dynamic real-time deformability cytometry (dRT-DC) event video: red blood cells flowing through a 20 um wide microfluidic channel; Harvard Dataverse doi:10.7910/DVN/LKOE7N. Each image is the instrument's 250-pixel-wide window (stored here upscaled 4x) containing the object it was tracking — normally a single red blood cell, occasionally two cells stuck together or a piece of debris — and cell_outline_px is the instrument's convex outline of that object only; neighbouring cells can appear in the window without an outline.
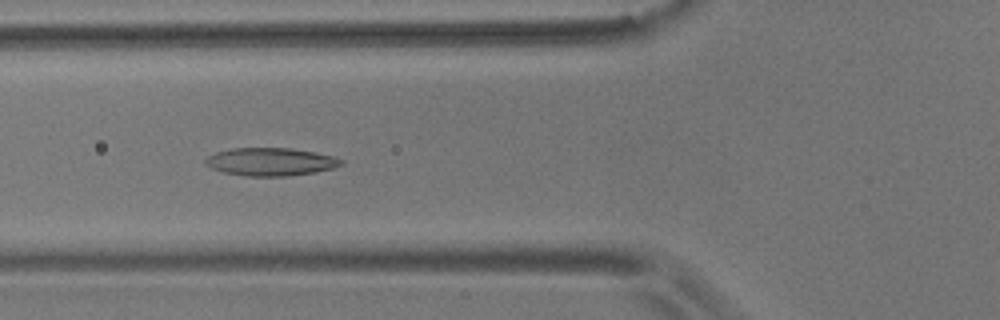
{"species": "common noctule bat (a hibernating species)", "species_latin": "Nyctalus noctula", "temperature_condition": "room temperature", "stored_images_in_passage": 55, "camera_frame_rate_fps": 3000, "um_per_image_px": 0.085, "animal": {"sex": "male", "body_mass_g": 17.9}, "frame": {"image": 1, "passage_image": 20, "time_ms": 6.333, "image_size_px": [1000, 320], "cell_outline_px": [[344, 164], [332, 168], [316, 172], [288, 176], [244, 176], [224, 172], [212, 168], [204, 164], [204, 160], [208, 156], [216, 152], [232, 148], [292, 148], [332, 156], [344, 160]], "centroid_in_image_um": [22.99, 13.75], "position_along_channel_um": 102.8, "area_um2": 22.08}}
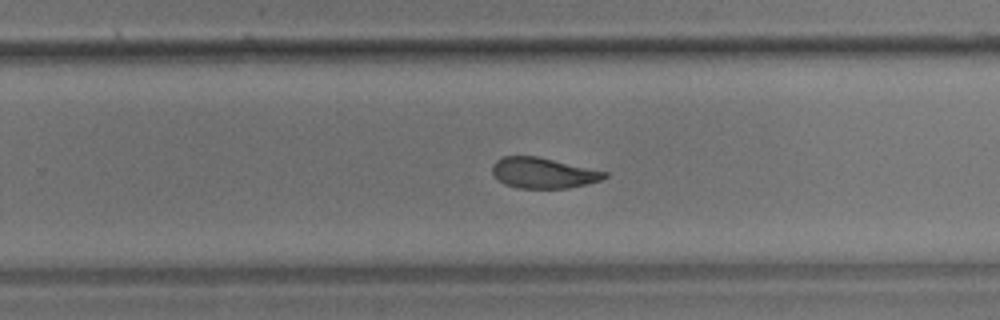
{"frame": {"image": 2, "passage_image": 35, "time_ms": 11.333, "image_size_px": [1000, 320], "cell_outline_px": [[608, 176], [600, 180], [568, 188], [516, 188], [504, 184], [492, 172], [492, 164], [496, 160], [504, 156], [536, 156], [608, 172]], "centroid_in_image_um": [46.15, 14.7], "position_along_channel_um": 283.7, "area_um2": 19.83}}
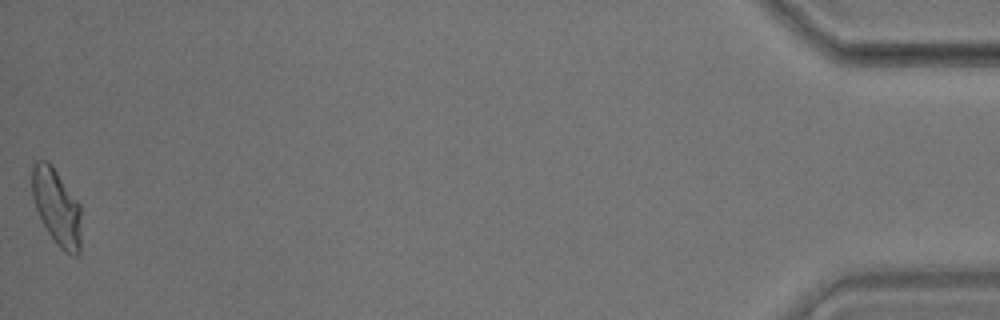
{"frame": {"image": 3, "passage_image": 55, "time_ms": 18.0, "image_size_px": [1000, 320], "cell_outline_px": [[80, 252], [76, 256], [72, 256], [64, 252], [56, 244], [48, 232], [36, 208], [32, 196], [32, 164], [36, 160], [48, 160], [52, 164], [80, 204]], "centroid_in_image_um": [4.82, 17.58], "position_along_channel_um": 430.4, "area_um2": 21.96}, "authors_computed_cell_mechanics": {"area_um2": 21.7328, "velocity_mm_per_s": 3.6122, "shape_relaxation_time_tau1_ms": 7.0513, "shape_relaxation_time_tau2_ms": 2.6299, "deformation_change_tau1": 0.1777, "deformation_change_tau2": 0.0807}}